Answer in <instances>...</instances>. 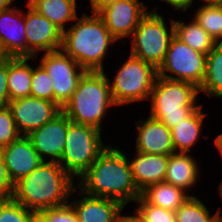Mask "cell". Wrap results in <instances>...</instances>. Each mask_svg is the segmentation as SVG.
Segmentation results:
<instances>
[{
  "label": "cell",
  "mask_w": 222,
  "mask_h": 222,
  "mask_svg": "<svg viewBox=\"0 0 222 222\" xmlns=\"http://www.w3.org/2000/svg\"><path fill=\"white\" fill-rule=\"evenodd\" d=\"M126 154L109 144L77 180V187L88 195L116 200L124 207L130 201L134 203L141 191L134 182Z\"/></svg>",
  "instance_id": "6da1fadb"
},
{
  "label": "cell",
  "mask_w": 222,
  "mask_h": 222,
  "mask_svg": "<svg viewBox=\"0 0 222 222\" xmlns=\"http://www.w3.org/2000/svg\"><path fill=\"white\" fill-rule=\"evenodd\" d=\"M74 181L58 162L43 161L14 183L12 199L35 213L61 207L76 196L78 187Z\"/></svg>",
  "instance_id": "7a4b0ae2"
},
{
  "label": "cell",
  "mask_w": 222,
  "mask_h": 222,
  "mask_svg": "<svg viewBox=\"0 0 222 222\" xmlns=\"http://www.w3.org/2000/svg\"><path fill=\"white\" fill-rule=\"evenodd\" d=\"M76 21L62 32L61 50L85 71H104V59L118 41L97 13H84Z\"/></svg>",
  "instance_id": "3957f363"
},
{
  "label": "cell",
  "mask_w": 222,
  "mask_h": 222,
  "mask_svg": "<svg viewBox=\"0 0 222 222\" xmlns=\"http://www.w3.org/2000/svg\"><path fill=\"white\" fill-rule=\"evenodd\" d=\"M115 107L105 71H86L71 99L62 107L74 123L93 126L102 131L108 109Z\"/></svg>",
  "instance_id": "277c9868"
},
{
  "label": "cell",
  "mask_w": 222,
  "mask_h": 222,
  "mask_svg": "<svg viewBox=\"0 0 222 222\" xmlns=\"http://www.w3.org/2000/svg\"><path fill=\"white\" fill-rule=\"evenodd\" d=\"M198 94L199 88L191 83L157 76L149 98V116L171 129L201 105Z\"/></svg>",
  "instance_id": "5b68a950"
},
{
  "label": "cell",
  "mask_w": 222,
  "mask_h": 222,
  "mask_svg": "<svg viewBox=\"0 0 222 222\" xmlns=\"http://www.w3.org/2000/svg\"><path fill=\"white\" fill-rule=\"evenodd\" d=\"M158 9L159 6L151 8L129 38L130 54L152 64L156 69L164 62L170 41L174 37V19L168 26L164 20L166 18Z\"/></svg>",
  "instance_id": "8992f818"
},
{
  "label": "cell",
  "mask_w": 222,
  "mask_h": 222,
  "mask_svg": "<svg viewBox=\"0 0 222 222\" xmlns=\"http://www.w3.org/2000/svg\"><path fill=\"white\" fill-rule=\"evenodd\" d=\"M101 130L72 122L68 131L61 160L58 162L76 181L88 170L97 157L108 147L102 140Z\"/></svg>",
  "instance_id": "52a82bcc"
},
{
  "label": "cell",
  "mask_w": 222,
  "mask_h": 222,
  "mask_svg": "<svg viewBox=\"0 0 222 222\" xmlns=\"http://www.w3.org/2000/svg\"><path fill=\"white\" fill-rule=\"evenodd\" d=\"M116 71L113 79L108 77L116 107L149 100L157 77L152 64L130 54Z\"/></svg>",
  "instance_id": "ba28073f"
},
{
  "label": "cell",
  "mask_w": 222,
  "mask_h": 222,
  "mask_svg": "<svg viewBox=\"0 0 222 222\" xmlns=\"http://www.w3.org/2000/svg\"><path fill=\"white\" fill-rule=\"evenodd\" d=\"M206 57L174 36L164 62L157 69V76L188 82L200 88L206 74Z\"/></svg>",
  "instance_id": "9c48e42d"
},
{
  "label": "cell",
  "mask_w": 222,
  "mask_h": 222,
  "mask_svg": "<svg viewBox=\"0 0 222 222\" xmlns=\"http://www.w3.org/2000/svg\"><path fill=\"white\" fill-rule=\"evenodd\" d=\"M42 54L39 63L52 78L54 102L62 109L71 99L86 71L61 49Z\"/></svg>",
  "instance_id": "30bf717a"
},
{
  "label": "cell",
  "mask_w": 222,
  "mask_h": 222,
  "mask_svg": "<svg viewBox=\"0 0 222 222\" xmlns=\"http://www.w3.org/2000/svg\"><path fill=\"white\" fill-rule=\"evenodd\" d=\"M25 11V34L27 57L36 61L40 53L61 49L62 31L45 16L38 13L28 3Z\"/></svg>",
  "instance_id": "8fae6325"
},
{
  "label": "cell",
  "mask_w": 222,
  "mask_h": 222,
  "mask_svg": "<svg viewBox=\"0 0 222 222\" xmlns=\"http://www.w3.org/2000/svg\"><path fill=\"white\" fill-rule=\"evenodd\" d=\"M149 6L140 0H118L97 14L111 35L118 41L131 37L140 20L148 13ZM148 8V10H147Z\"/></svg>",
  "instance_id": "7c38bea8"
},
{
  "label": "cell",
  "mask_w": 222,
  "mask_h": 222,
  "mask_svg": "<svg viewBox=\"0 0 222 222\" xmlns=\"http://www.w3.org/2000/svg\"><path fill=\"white\" fill-rule=\"evenodd\" d=\"M8 107L21 136L42 127L62 110L53 101L33 96L10 100Z\"/></svg>",
  "instance_id": "4fadbf2b"
},
{
  "label": "cell",
  "mask_w": 222,
  "mask_h": 222,
  "mask_svg": "<svg viewBox=\"0 0 222 222\" xmlns=\"http://www.w3.org/2000/svg\"><path fill=\"white\" fill-rule=\"evenodd\" d=\"M67 131L68 117L61 110L49 122L32 131L27 137L43 161L59 162L63 155Z\"/></svg>",
  "instance_id": "5bb4252c"
},
{
  "label": "cell",
  "mask_w": 222,
  "mask_h": 222,
  "mask_svg": "<svg viewBox=\"0 0 222 222\" xmlns=\"http://www.w3.org/2000/svg\"><path fill=\"white\" fill-rule=\"evenodd\" d=\"M0 47L6 57H27L25 11L15 4L0 11Z\"/></svg>",
  "instance_id": "9a60e30c"
},
{
  "label": "cell",
  "mask_w": 222,
  "mask_h": 222,
  "mask_svg": "<svg viewBox=\"0 0 222 222\" xmlns=\"http://www.w3.org/2000/svg\"><path fill=\"white\" fill-rule=\"evenodd\" d=\"M78 200L70 199L69 204L76 213L78 222H120L124 206L113 199L96 197L78 188Z\"/></svg>",
  "instance_id": "2e32d148"
},
{
  "label": "cell",
  "mask_w": 222,
  "mask_h": 222,
  "mask_svg": "<svg viewBox=\"0 0 222 222\" xmlns=\"http://www.w3.org/2000/svg\"><path fill=\"white\" fill-rule=\"evenodd\" d=\"M135 126L138 131L135 151L167 156L175 153L171 130L163 122L148 116L136 121Z\"/></svg>",
  "instance_id": "e0dca14e"
},
{
  "label": "cell",
  "mask_w": 222,
  "mask_h": 222,
  "mask_svg": "<svg viewBox=\"0 0 222 222\" xmlns=\"http://www.w3.org/2000/svg\"><path fill=\"white\" fill-rule=\"evenodd\" d=\"M0 152L13 184L29 175L43 162L27 136H20L16 141L1 148Z\"/></svg>",
  "instance_id": "ac0fdd59"
},
{
  "label": "cell",
  "mask_w": 222,
  "mask_h": 222,
  "mask_svg": "<svg viewBox=\"0 0 222 222\" xmlns=\"http://www.w3.org/2000/svg\"><path fill=\"white\" fill-rule=\"evenodd\" d=\"M129 160L134 182L142 192L153 183L163 182L166 176L168 156L136 151Z\"/></svg>",
  "instance_id": "d6986e66"
},
{
  "label": "cell",
  "mask_w": 222,
  "mask_h": 222,
  "mask_svg": "<svg viewBox=\"0 0 222 222\" xmlns=\"http://www.w3.org/2000/svg\"><path fill=\"white\" fill-rule=\"evenodd\" d=\"M192 153H174L168 156L164 181L185 192L192 190L201 177V166ZM189 190V191H188Z\"/></svg>",
  "instance_id": "ffe728a7"
},
{
  "label": "cell",
  "mask_w": 222,
  "mask_h": 222,
  "mask_svg": "<svg viewBox=\"0 0 222 222\" xmlns=\"http://www.w3.org/2000/svg\"><path fill=\"white\" fill-rule=\"evenodd\" d=\"M203 106L201 104L189 117L170 129L175 153H191L192 147L200 140L204 119L208 114L204 113Z\"/></svg>",
  "instance_id": "44dd1931"
},
{
  "label": "cell",
  "mask_w": 222,
  "mask_h": 222,
  "mask_svg": "<svg viewBox=\"0 0 222 222\" xmlns=\"http://www.w3.org/2000/svg\"><path fill=\"white\" fill-rule=\"evenodd\" d=\"M38 13L54 23L62 32L67 24L74 22L77 15V0H27Z\"/></svg>",
  "instance_id": "7402d4cb"
},
{
  "label": "cell",
  "mask_w": 222,
  "mask_h": 222,
  "mask_svg": "<svg viewBox=\"0 0 222 222\" xmlns=\"http://www.w3.org/2000/svg\"><path fill=\"white\" fill-rule=\"evenodd\" d=\"M32 57H8V92L10 100L30 96L32 67L28 61Z\"/></svg>",
  "instance_id": "603a6c76"
},
{
  "label": "cell",
  "mask_w": 222,
  "mask_h": 222,
  "mask_svg": "<svg viewBox=\"0 0 222 222\" xmlns=\"http://www.w3.org/2000/svg\"><path fill=\"white\" fill-rule=\"evenodd\" d=\"M141 196L152 205L175 212L190 196V194L163 181L153 183L146 187L141 192Z\"/></svg>",
  "instance_id": "cb8c5ba5"
},
{
  "label": "cell",
  "mask_w": 222,
  "mask_h": 222,
  "mask_svg": "<svg viewBox=\"0 0 222 222\" xmlns=\"http://www.w3.org/2000/svg\"><path fill=\"white\" fill-rule=\"evenodd\" d=\"M190 22L174 20V36L193 50L208 55L216 44L215 40L191 17Z\"/></svg>",
  "instance_id": "d4e9b609"
},
{
  "label": "cell",
  "mask_w": 222,
  "mask_h": 222,
  "mask_svg": "<svg viewBox=\"0 0 222 222\" xmlns=\"http://www.w3.org/2000/svg\"><path fill=\"white\" fill-rule=\"evenodd\" d=\"M222 99V45L215 44L206 57V74L199 94Z\"/></svg>",
  "instance_id": "484cf974"
},
{
  "label": "cell",
  "mask_w": 222,
  "mask_h": 222,
  "mask_svg": "<svg viewBox=\"0 0 222 222\" xmlns=\"http://www.w3.org/2000/svg\"><path fill=\"white\" fill-rule=\"evenodd\" d=\"M210 212L197 195L191 194L175 211V218L176 222H218L219 211Z\"/></svg>",
  "instance_id": "4316f807"
},
{
  "label": "cell",
  "mask_w": 222,
  "mask_h": 222,
  "mask_svg": "<svg viewBox=\"0 0 222 222\" xmlns=\"http://www.w3.org/2000/svg\"><path fill=\"white\" fill-rule=\"evenodd\" d=\"M193 19L216 41L222 32V3L202 4L194 11Z\"/></svg>",
  "instance_id": "83f0119b"
},
{
  "label": "cell",
  "mask_w": 222,
  "mask_h": 222,
  "mask_svg": "<svg viewBox=\"0 0 222 222\" xmlns=\"http://www.w3.org/2000/svg\"><path fill=\"white\" fill-rule=\"evenodd\" d=\"M30 96L54 102L52 78L40 63L32 67Z\"/></svg>",
  "instance_id": "f1b7e54d"
},
{
  "label": "cell",
  "mask_w": 222,
  "mask_h": 222,
  "mask_svg": "<svg viewBox=\"0 0 222 222\" xmlns=\"http://www.w3.org/2000/svg\"><path fill=\"white\" fill-rule=\"evenodd\" d=\"M134 203L138 206L134 208L141 218L146 222H176L175 212L166 210L148 203L140 196Z\"/></svg>",
  "instance_id": "f546056e"
},
{
  "label": "cell",
  "mask_w": 222,
  "mask_h": 222,
  "mask_svg": "<svg viewBox=\"0 0 222 222\" xmlns=\"http://www.w3.org/2000/svg\"><path fill=\"white\" fill-rule=\"evenodd\" d=\"M34 213L13 199L0 201V222H30Z\"/></svg>",
  "instance_id": "4dcf8cb0"
},
{
  "label": "cell",
  "mask_w": 222,
  "mask_h": 222,
  "mask_svg": "<svg viewBox=\"0 0 222 222\" xmlns=\"http://www.w3.org/2000/svg\"><path fill=\"white\" fill-rule=\"evenodd\" d=\"M20 136L8 105L0 107V149L16 141Z\"/></svg>",
  "instance_id": "1f68e13d"
},
{
  "label": "cell",
  "mask_w": 222,
  "mask_h": 222,
  "mask_svg": "<svg viewBox=\"0 0 222 222\" xmlns=\"http://www.w3.org/2000/svg\"><path fill=\"white\" fill-rule=\"evenodd\" d=\"M40 213L47 222H78L76 213L69 203L61 207L48 208Z\"/></svg>",
  "instance_id": "d6a6232c"
},
{
  "label": "cell",
  "mask_w": 222,
  "mask_h": 222,
  "mask_svg": "<svg viewBox=\"0 0 222 222\" xmlns=\"http://www.w3.org/2000/svg\"><path fill=\"white\" fill-rule=\"evenodd\" d=\"M14 184L9 178L4 158L0 152V201L12 199Z\"/></svg>",
  "instance_id": "836d02e7"
},
{
  "label": "cell",
  "mask_w": 222,
  "mask_h": 222,
  "mask_svg": "<svg viewBox=\"0 0 222 222\" xmlns=\"http://www.w3.org/2000/svg\"><path fill=\"white\" fill-rule=\"evenodd\" d=\"M7 80L8 57L0 62V107L7 106L10 101Z\"/></svg>",
  "instance_id": "e575fe53"
},
{
  "label": "cell",
  "mask_w": 222,
  "mask_h": 222,
  "mask_svg": "<svg viewBox=\"0 0 222 222\" xmlns=\"http://www.w3.org/2000/svg\"><path fill=\"white\" fill-rule=\"evenodd\" d=\"M167 3L174 11L179 10V12H187L190 9V0H160Z\"/></svg>",
  "instance_id": "d590c367"
},
{
  "label": "cell",
  "mask_w": 222,
  "mask_h": 222,
  "mask_svg": "<svg viewBox=\"0 0 222 222\" xmlns=\"http://www.w3.org/2000/svg\"><path fill=\"white\" fill-rule=\"evenodd\" d=\"M90 4H88V6H86L87 9H90L89 11L91 13H98L100 10H102L103 8H105L106 6L114 3L115 1L118 0H89Z\"/></svg>",
  "instance_id": "8d00e7d4"
},
{
  "label": "cell",
  "mask_w": 222,
  "mask_h": 222,
  "mask_svg": "<svg viewBox=\"0 0 222 222\" xmlns=\"http://www.w3.org/2000/svg\"><path fill=\"white\" fill-rule=\"evenodd\" d=\"M121 213V219L120 222H146L141 216L135 211L133 215H122Z\"/></svg>",
  "instance_id": "74e56055"
},
{
  "label": "cell",
  "mask_w": 222,
  "mask_h": 222,
  "mask_svg": "<svg viewBox=\"0 0 222 222\" xmlns=\"http://www.w3.org/2000/svg\"><path fill=\"white\" fill-rule=\"evenodd\" d=\"M14 0H0V11L9 9L12 7Z\"/></svg>",
  "instance_id": "f35d334b"
},
{
  "label": "cell",
  "mask_w": 222,
  "mask_h": 222,
  "mask_svg": "<svg viewBox=\"0 0 222 222\" xmlns=\"http://www.w3.org/2000/svg\"><path fill=\"white\" fill-rule=\"evenodd\" d=\"M214 143L219 153L221 154L220 156L222 158V133L218 134V136L215 137Z\"/></svg>",
  "instance_id": "ab89813d"
},
{
  "label": "cell",
  "mask_w": 222,
  "mask_h": 222,
  "mask_svg": "<svg viewBox=\"0 0 222 222\" xmlns=\"http://www.w3.org/2000/svg\"><path fill=\"white\" fill-rule=\"evenodd\" d=\"M30 222H47V220L41 213H34Z\"/></svg>",
  "instance_id": "60d3db41"
},
{
  "label": "cell",
  "mask_w": 222,
  "mask_h": 222,
  "mask_svg": "<svg viewBox=\"0 0 222 222\" xmlns=\"http://www.w3.org/2000/svg\"><path fill=\"white\" fill-rule=\"evenodd\" d=\"M196 0H190V8L193 6L192 4H195ZM203 1V4H209V3H222V0H199Z\"/></svg>",
  "instance_id": "b9f144b4"
},
{
  "label": "cell",
  "mask_w": 222,
  "mask_h": 222,
  "mask_svg": "<svg viewBox=\"0 0 222 222\" xmlns=\"http://www.w3.org/2000/svg\"><path fill=\"white\" fill-rule=\"evenodd\" d=\"M6 58V56L4 55V53H3V51H2V49H1V47H0V62L2 61V60H4Z\"/></svg>",
  "instance_id": "7bdbcfd3"
},
{
  "label": "cell",
  "mask_w": 222,
  "mask_h": 222,
  "mask_svg": "<svg viewBox=\"0 0 222 222\" xmlns=\"http://www.w3.org/2000/svg\"><path fill=\"white\" fill-rule=\"evenodd\" d=\"M218 211H219V214H218V222H222V210H221V208L220 209H218Z\"/></svg>",
  "instance_id": "ee69618b"
},
{
  "label": "cell",
  "mask_w": 222,
  "mask_h": 222,
  "mask_svg": "<svg viewBox=\"0 0 222 222\" xmlns=\"http://www.w3.org/2000/svg\"><path fill=\"white\" fill-rule=\"evenodd\" d=\"M215 42L216 44L222 45V32H221V36Z\"/></svg>",
  "instance_id": "f6af8a7d"
},
{
  "label": "cell",
  "mask_w": 222,
  "mask_h": 222,
  "mask_svg": "<svg viewBox=\"0 0 222 222\" xmlns=\"http://www.w3.org/2000/svg\"><path fill=\"white\" fill-rule=\"evenodd\" d=\"M218 192L220 193V196L222 199V181H221V185H219V187H218Z\"/></svg>",
  "instance_id": "bcb514c9"
}]
</instances>
